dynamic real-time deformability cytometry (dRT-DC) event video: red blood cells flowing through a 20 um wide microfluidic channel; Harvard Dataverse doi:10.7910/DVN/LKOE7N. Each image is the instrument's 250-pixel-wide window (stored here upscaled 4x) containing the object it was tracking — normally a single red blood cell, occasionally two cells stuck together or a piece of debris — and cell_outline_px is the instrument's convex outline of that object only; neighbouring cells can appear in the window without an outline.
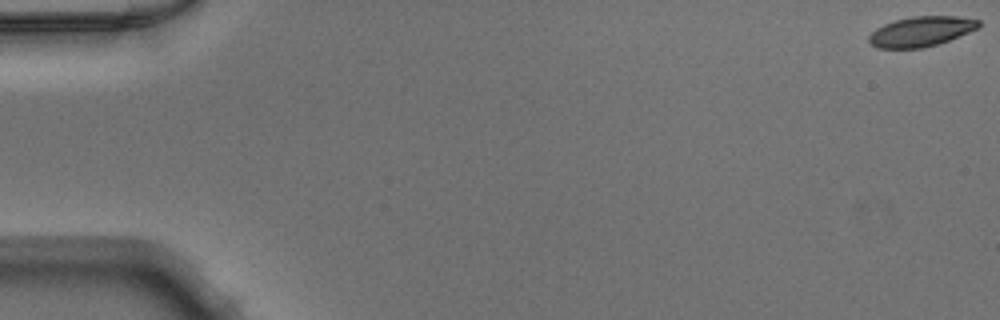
{"species": "Egyptian fruit bat (a non-hibernating species)", "species_latin": "Rousettus aegyptiacus", "temperature_condition": "warm", "stored_images_in_passage": 13, "camera_frame_rate_fps": 3000, "um_per_image_px": 0.085, "animal": {"sex": "male"}, "frame": {"image": 1, "passage_image": 1, "time_ms": 0.0, "image_size_px": [1000, 320], "cell_outline_px": [[980, 28], [948, 40], [924, 48], [876, 48], [868, 40], [868, 36], [876, 28], [884, 24], [896, 20], [912, 16], [956, 16], [980, 20]], "centroid_in_image_um": [78.3, 2.67], "position_along_channel_um": 6.7, "area_um2": 19.13}}
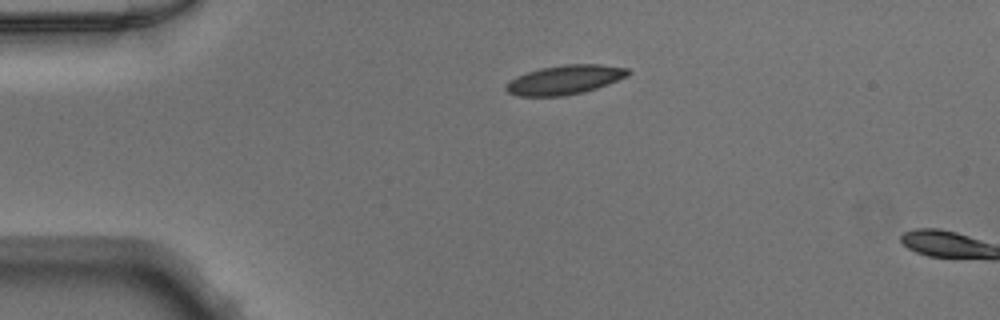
{"frame": {"image": 2, "passage_image": 12, "time_ms": 3.667, "image_size_px": [1000, 320], "cell_outline_px": [[632, 72], [628, 76], [608, 84], [584, 92], [564, 96], [520, 96], [508, 92], [504, 88], [516, 76], [540, 68], [564, 64], [600, 64], [628, 68]], "centroid_in_image_um": [48.05, 6.77], "position_along_channel_um": 36.9, "area_um2": 20.75}}